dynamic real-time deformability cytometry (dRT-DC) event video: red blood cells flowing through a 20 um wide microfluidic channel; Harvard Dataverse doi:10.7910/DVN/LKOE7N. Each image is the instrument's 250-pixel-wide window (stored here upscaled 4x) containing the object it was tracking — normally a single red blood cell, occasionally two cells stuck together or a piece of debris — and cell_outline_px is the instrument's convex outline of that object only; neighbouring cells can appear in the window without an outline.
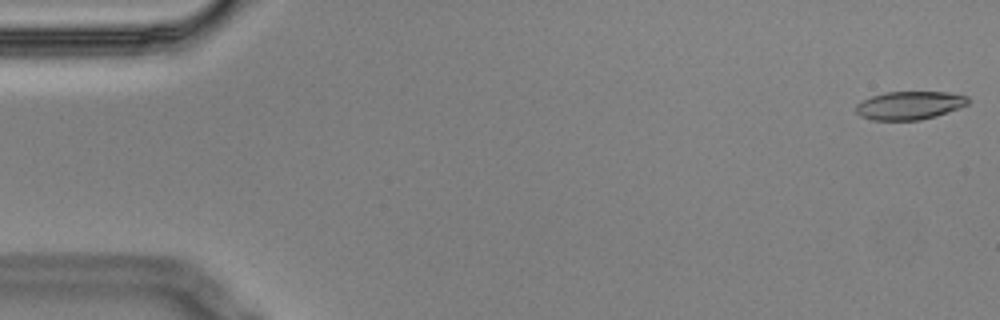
{"species": "Egyptian fruit bat (a non-hibernating species)", "species_latin": "Rousettus aegyptiacus", "temperature_condition": "cold", "stored_images_in_passage": 6, "camera_frame_rate_fps": 3000, "um_per_image_px": 0.085, "animal": {"sex": "male"}, "frame": {"image": 1, "passage_image": 1, "time_ms": 0.0, "image_size_px": [1000, 320], "cell_outline_px": [[972, 100], [968, 104], [960, 108], [936, 116], [920, 120], [872, 120], [860, 116], [856, 112], [856, 104], [872, 96], [884, 92], [948, 92], [968, 96]], "centroid_in_image_um": [77.35, 8.96], "position_along_channel_um": 7.7, "area_um2": 18.61}}